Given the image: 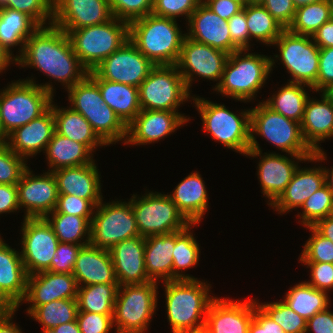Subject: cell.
Listing matches in <instances>:
<instances>
[{
  "instance_id": "6da1fadb",
  "label": "cell",
  "mask_w": 333,
  "mask_h": 333,
  "mask_svg": "<svg viewBox=\"0 0 333 333\" xmlns=\"http://www.w3.org/2000/svg\"><path fill=\"white\" fill-rule=\"evenodd\" d=\"M15 59L22 67H35L60 81L66 89L88 75L73 50L68 34L53 24L38 27L26 40L22 54Z\"/></svg>"
},
{
  "instance_id": "7a4b0ae2",
  "label": "cell",
  "mask_w": 333,
  "mask_h": 333,
  "mask_svg": "<svg viewBox=\"0 0 333 333\" xmlns=\"http://www.w3.org/2000/svg\"><path fill=\"white\" fill-rule=\"evenodd\" d=\"M254 133L265 137L270 143L300 162L326 159L323 150L314 152L305 142L300 123L274 112L262 102L251 109L250 149L247 156L255 157L262 153Z\"/></svg>"
},
{
  "instance_id": "3957f363",
  "label": "cell",
  "mask_w": 333,
  "mask_h": 333,
  "mask_svg": "<svg viewBox=\"0 0 333 333\" xmlns=\"http://www.w3.org/2000/svg\"><path fill=\"white\" fill-rule=\"evenodd\" d=\"M186 34L176 19L153 13L129 23V40L154 65H176Z\"/></svg>"
},
{
  "instance_id": "277c9868",
  "label": "cell",
  "mask_w": 333,
  "mask_h": 333,
  "mask_svg": "<svg viewBox=\"0 0 333 333\" xmlns=\"http://www.w3.org/2000/svg\"><path fill=\"white\" fill-rule=\"evenodd\" d=\"M166 309L172 333L204 327L210 303L209 286L196 279L165 281ZM202 319L199 321V319ZM204 315V316H203Z\"/></svg>"
},
{
  "instance_id": "5b68a950",
  "label": "cell",
  "mask_w": 333,
  "mask_h": 333,
  "mask_svg": "<svg viewBox=\"0 0 333 333\" xmlns=\"http://www.w3.org/2000/svg\"><path fill=\"white\" fill-rule=\"evenodd\" d=\"M18 81L0 92V120L6 135L42 115L53 99L50 83L38 85L33 79Z\"/></svg>"
},
{
  "instance_id": "8992f818",
  "label": "cell",
  "mask_w": 333,
  "mask_h": 333,
  "mask_svg": "<svg viewBox=\"0 0 333 333\" xmlns=\"http://www.w3.org/2000/svg\"><path fill=\"white\" fill-rule=\"evenodd\" d=\"M67 91L71 108L85 117L106 146L122 139L125 143L127 125L105 103L99 86L88 75Z\"/></svg>"
},
{
  "instance_id": "52a82bcc",
  "label": "cell",
  "mask_w": 333,
  "mask_h": 333,
  "mask_svg": "<svg viewBox=\"0 0 333 333\" xmlns=\"http://www.w3.org/2000/svg\"><path fill=\"white\" fill-rule=\"evenodd\" d=\"M243 51L245 56L242 55ZM245 51L238 50L228 55L221 81L214 88L222 95L238 101H248L255 96L264 86L275 63L271 57L246 54Z\"/></svg>"
},
{
  "instance_id": "ba28073f",
  "label": "cell",
  "mask_w": 333,
  "mask_h": 333,
  "mask_svg": "<svg viewBox=\"0 0 333 333\" xmlns=\"http://www.w3.org/2000/svg\"><path fill=\"white\" fill-rule=\"evenodd\" d=\"M68 37L80 63L91 72L129 40V23L113 17L105 23L72 30Z\"/></svg>"
},
{
  "instance_id": "9c48e42d",
  "label": "cell",
  "mask_w": 333,
  "mask_h": 333,
  "mask_svg": "<svg viewBox=\"0 0 333 333\" xmlns=\"http://www.w3.org/2000/svg\"><path fill=\"white\" fill-rule=\"evenodd\" d=\"M193 101L201 115L204 130L213 139L240 154H247L250 149V109L241 112L239 117L224 105L204 98L194 97Z\"/></svg>"
},
{
  "instance_id": "30bf717a",
  "label": "cell",
  "mask_w": 333,
  "mask_h": 333,
  "mask_svg": "<svg viewBox=\"0 0 333 333\" xmlns=\"http://www.w3.org/2000/svg\"><path fill=\"white\" fill-rule=\"evenodd\" d=\"M157 282L119 286L113 311L117 333H143L157 306Z\"/></svg>"
},
{
  "instance_id": "8fae6325",
  "label": "cell",
  "mask_w": 333,
  "mask_h": 333,
  "mask_svg": "<svg viewBox=\"0 0 333 333\" xmlns=\"http://www.w3.org/2000/svg\"><path fill=\"white\" fill-rule=\"evenodd\" d=\"M156 193L149 192L137 199L134 195L130 199L140 236L169 234L191 225L169 195Z\"/></svg>"
},
{
  "instance_id": "7c38bea8",
  "label": "cell",
  "mask_w": 333,
  "mask_h": 333,
  "mask_svg": "<svg viewBox=\"0 0 333 333\" xmlns=\"http://www.w3.org/2000/svg\"><path fill=\"white\" fill-rule=\"evenodd\" d=\"M188 98L190 90L176 65L155 66L139 86L143 110L177 111Z\"/></svg>"
},
{
  "instance_id": "4fadbf2b",
  "label": "cell",
  "mask_w": 333,
  "mask_h": 333,
  "mask_svg": "<svg viewBox=\"0 0 333 333\" xmlns=\"http://www.w3.org/2000/svg\"><path fill=\"white\" fill-rule=\"evenodd\" d=\"M95 208L91 220L90 245L110 250L125 239L140 236L130 201L106 204L101 201Z\"/></svg>"
},
{
  "instance_id": "5bb4252c",
  "label": "cell",
  "mask_w": 333,
  "mask_h": 333,
  "mask_svg": "<svg viewBox=\"0 0 333 333\" xmlns=\"http://www.w3.org/2000/svg\"><path fill=\"white\" fill-rule=\"evenodd\" d=\"M310 37L284 29L273 45H278L281 62L292 75L289 82L306 84L317 91L320 48Z\"/></svg>"
},
{
  "instance_id": "9a60e30c",
  "label": "cell",
  "mask_w": 333,
  "mask_h": 333,
  "mask_svg": "<svg viewBox=\"0 0 333 333\" xmlns=\"http://www.w3.org/2000/svg\"><path fill=\"white\" fill-rule=\"evenodd\" d=\"M21 258L28 275L47 271L59 240L45 217L24 218Z\"/></svg>"
},
{
  "instance_id": "2e32d148",
  "label": "cell",
  "mask_w": 333,
  "mask_h": 333,
  "mask_svg": "<svg viewBox=\"0 0 333 333\" xmlns=\"http://www.w3.org/2000/svg\"><path fill=\"white\" fill-rule=\"evenodd\" d=\"M155 66L130 40H127L93 71L101 79L139 88Z\"/></svg>"
},
{
  "instance_id": "e0dca14e",
  "label": "cell",
  "mask_w": 333,
  "mask_h": 333,
  "mask_svg": "<svg viewBox=\"0 0 333 333\" xmlns=\"http://www.w3.org/2000/svg\"><path fill=\"white\" fill-rule=\"evenodd\" d=\"M228 55L222 50L185 36L176 66L187 89H190L194 74L208 80L221 81Z\"/></svg>"
},
{
  "instance_id": "ac0fdd59",
  "label": "cell",
  "mask_w": 333,
  "mask_h": 333,
  "mask_svg": "<svg viewBox=\"0 0 333 333\" xmlns=\"http://www.w3.org/2000/svg\"><path fill=\"white\" fill-rule=\"evenodd\" d=\"M16 186L19 207L26 208L24 218L46 217L55 210L59 192L51 171L34 176L28 167Z\"/></svg>"
},
{
  "instance_id": "d6986e66",
  "label": "cell",
  "mask_w": 333,
  "mask_h": 333,
  "mask_svg": "<svg viewBox=\"0 0 333 333\" xmlns=\"http://www.w3.org/2000/svg\"><path fill=\"white\" fill-rule=\"evenodd\" d=\"M112 18L108 0H53L52 24L66 34Z\"/></svg>"
},
{
  "instance_id": "ffe728a7",
  "label": "cell",
  "mask_w": 333,
  "mask_h": 333,
  "mask_svg": "<svg viewBox=\"0 0 333 333\" xmlns=\"http://www.w3.org/2000/svg\"><path fill=\"white\" fill-rule=\"evenodd\" d=\"M77 293L78 284L73 274L42 271L28 275L23 301L30 302L31 307L27 308L30 314L37 306L51 301L77 299Z\"/></svg>"
},
{
  "instance_id": "44dd1931",
  "label": "cell",
  "mask_w": 333,
  "mask_h": 333,
  "mask_svg": "<svg viewBox=\"0 0 333 333\" xmlns=\"http://www.w3.org/2000/svg\"><path fill=\"white\" fill-rule=\"evenodd\" d=\"M178 111L143 110L127 125L125 144H147L158 141L188 122ZM130 134V135H129Z\"/></svg>"
},
{
  "instance_id": "7402d4cb",
  "label": "cell",
  "mask_w": 333,
  "mask_h": 333,
  "mask_svg": "<svg viewBox=\"0 0 333 333\" xmlns=\"http://www.w3.org/2000/svg\"><path fill=\"white\" fill-rule=\"evenodd\" d=\"M254 315V301L215 298L209 305L204 327L209 333H248Z\"/></svg>"
},
{
  "instance_id": "603a6c76",
  "label": "cell",
  "mask_w": 333,
  "mask_h": 333,
  "mask_svg": "<svg viewBox=\"0 0 333 333\" xmlns=\"http://www.w3.org/2000/svg\"><path fill=\"white\" fill-rule=\"evenodd\" d=\"M188 22L190 32L186 33V37L227 54L240 50L231 40L227 20L214 13L203 2L192 13Z\"/></svg>"
},
{
  "instance_id": "cb8c5ba5",
  "label": "cell",
  "mask_w": 333,
  "mask_h": 333,
  "mask_svg": "<svg viewBox=\"0 0 333 333\" xmlns=\"http://www.w3.org/2000/svg\"><path fill=\"white\" fill-rule=\"evenodd\" d=\"M144 251L142 236L125 239L109 250L119 286L151 281L146 272Z\"/></svg>"
},
{
  "instance_id": "d4e9b609",
  "label": "cell",
  "mask_w": 333,
  "mask_h": 333,
  "mask_svg": "<svg viewBox=\"0 0 333 333\" xmlns=\"http://www.w3.org/2000/svg\"><path fill=\"white\" fill-rule=\"evenodd\" d=\"M54 132L55 118L50 106L42 115L8 134L4 143L18 156L26 159L42 149L46 150Z\"/></svg>"
},
{
  "instance_id": "484cf974",
  "label": "cell",
  "mask_w": 333,
  "mask_h": 333,
  "mask_svg": "<svg viewBox=\"0 0 333 333\" xmlns=\"http://www.w3.org/2000/svg\"><path fill=\"white\" fill-rule=\"evenodd\" d=\"M59 194L87 199L94 207L102 200L100 176L94 161L90 164L60 168L52 172Z\"/></svg>"
},
{
  "instance_id": "4316f807",
  "label": "cell",
  "mask_w": 333,
  "mask_h": 333,
  "mask_svg": "<svg viewBox=\"0 0 333 333\" xmlns=\"http://www.w3.org/2000/svg\"><path fill=\"white\" fill-rule=\"evenodd\" d=\"M27 277L21 253L0 238V296L10 307L17 309L22 303Z\"/></svg>"
},
{
  "instance_id": "83f0119b",
  "label": "cell",
  "mask_w": 333,
  "mask_h": 333,
  "mask_svg": "<svg viewBox=\"0 0 333 333\" xmlns=\"http://www.w3.org/2000/svg\"><path fill=\"white\" fill-rule=\"evenodd\" d=\"M72 274L78 287L83 283L82 286L118 284L109 250L90 244L80 248Z\"/></svg>"
},
{
  "instance_id": "f1b7e54d",
  "label": "cell",
  "mask_w": 333,
  "mask_h": 333,
  "mask_svg": "<svg viewBox=\"0 0 333 333\" xmlns=\"http://www.w3.org/2000/svg\"><path fill=\"white\" fill-rule=\"evenodd\" d=\"M321 100L308 98L300 123L303 138L314 151H320L319 142L333 137V97L322 93Z\"/></svg>"
},
{
  "instance_id": "f546056e",
  "label": "cell",
  "mask_w": 333,
  "mask_h": 333,
  "mask_svg": "<svg viewBox=\"0 0 333 333\" xmlns=\"http://www.w3.org/2000/svg\"><path fill=\"white\" fill-rule=\"evenodd\" d=\"M265 154L264 157L260 156L258 178L262 193L270 201L268 205H272L285 191L298 165L287 156L276 153Z\"/></svg>"
},
{
  "instance_id": "4dcf8cb0",
  "label": "cell",
  "mask_w": 333,
  "mask_h": 333,
  "mask_svg": "<svg viewBox=\"0 0 333 333\" xmlns=\"http://www.w3.org/2000/svg\"><path fill=\"white\" fill-rule=\"evenodd\" d=\"M325 185L324 168H307L295 171L285 191L271 205L281 213L299 208L317 190Z\"/></svg>"
},
{
  "instance_id": "1f68e13d",
  "label": "cell",
  "mask_w": 333,
  "mask_h": 333,
  "mask_svg": "<svg viewBox=\"0 0 333 333\" xmlns=\"http://www.w3.org/2000/svg\"><path fill=\"white\" fill-rule=\"evenodd\" d=\"M88 76L99 86L105 103L126 125L141 111L138 87L101 79L94 71Z\"/></svg>"
},
{
  "instance_id": "d6a6232c",
  "label": "cell",
  "mask_w": 333,
  "mask_h": 333,
  "mask_svg": "<svg viewBox=\"0 0 333 333\" xmlns=\"http://www.w3.org/2000/svg\"><path fill=\"white\" fill-rule=\"evenodd\" d=\"M169 197L191 224H198L208 208L207 191L198 172L185 177Z\"/></svg>"
},
{
  "instance_id": "836d02e7",
  "label": "cell",
  "mask_w": 333,
  "mask_h": 333,
  "mask_svg": "<svg viewBox=\"0 0 333 333\" xmlns=\"http://www.w3.org/2000/svg\"><path fill=\"white\" fill-rule=\"evenodd\" d=\"M175 232L145 238V267L151 281L173 280V249Z\"/></svg>"
},
{
  "instance_id": "e575fe53",
  "label": "cell",
  "mask_w": 333,
  "mask_h": 333,
  "mask_svg": "<svg viewBox=\"0 0 333 333\" xmlns=\"http://www.w3.org/2000/svg\"><path fill=\"white\" fill-rule=\"evenodd\" d=\"M52 103L53 100L50 106L54 113L56 133L84 144L91 152L97 146L106 145L82 114L74 111L71 106L68 109H60Z\"/></svg>"
},
{
  "instance_id": "d590c367",
  "label": "cell",
  "mask_w": 333,
  "mask_h": 333,
  "mask_svg": "<svg viewBox=\"0 0 333 333\" xmlns=\"http://www.w3.org/2000/svg\"><path fill=\"white\" fill-rule=\"evenodd\" d=\"M47 160L51 172L60 168L92 163V152L82 143L63 137L54 132L46 147Z\"/></svg>"
},
{
  "instance_id": "8d00e7d4",
  "label": "cell",
  "mask_w": 333,
  "mask_h": 333,
  "mask_svg": "<svg viewBox=\"0 0 333 333\" xmlns=\"http://www.w3.org/2000/svg\"><path fill=\"white\" fill-rule=\"evenodd\" d=\"M39 26L26 14L0 7V43L12 55L10 47L21 44L22 54L26 40Z\"/></svg>"
},
{
  "instance_id": "74e56055",
  "label": "cell",
  "mask_w": 333,
  "mask_h": 333,
  "mask_svg": "<svg viewBox=\"0 0 333 333\" xmlns=\"http://www.w3.org/2000/svg\"><path fill=\"white\" fill-rule=\"evenodd\" d=\"M327 292L318 290L305 282H301L286 293L284 302L298 315L309 320L313 315L329 308Z\"/></svg>"
},
{
  "instance_id": "f35d334b",
  "label": "cell",
  "mask_w": 333,
  "mask_h": 333,
  "mask_svg": "<svg viewBox=\"0 0 333 333\" xmlns=\"http://www.w3.org/2000/svg\"><path fill=\"white\" fill-rule=\"evenodd\" d=\"M304 85L306 84L289 82L278 91L277 95H273L263 103L274 112L301 123L309 98L303 88Z\"/></svg>"
},
{
  "instance_id": "ab89813d",
  "label": "cell",
  "mask_w": 333,
  "mask_h": 333,
  "mask_svg": "<svg viewBox=\"0 0 333 333\" xmlns=\"http://www.w3.org/2000/svg\"><path fill=\"white\" fill-rule=\"evenodd\" d=\"M119 284H95L78 287V311L113 314Z\"/></svg>"
},
{
  "instance_id": "60d3db41",
  "label": "cell",
  "mask_w": 333,
  "mask_h": 333,
  "mask_svg": "<svg viewBox=\"0 0 333 333\" xmlns=\"http://www.w3.org/2000/svg\"><path fill=\"white\" fill-rule=\"evenodd\" d=\"M50 214L52 215L51 218H49ZM45 218L52 226L59 242L82 246L89 244L92 217H82L64 213H49ZM86 234L87 239L81 242L82 237L86 236Z\"/></svg>"
},
{
  "instance_id": "b9f144b4",
  "label": "cell",
  "mask_w": 333,
  "mask_h": 333,
  "mask_svg": "<svg viewBox=\"0 0 333 333\" xmlns=\"http://www.w3.org/2000/svg\"><path fill=\"white\" fill-rule=\"evenodd\" d=\"M245 14L250 40L253 37L267 45H273L285 29L262 4L245 5Z\"/></svg>"
},
{
  "instance_id": "7bdbcfd3",
  "label": "cell",
  "mask_w": 333,
  "mask_h": 333,
  "mask_svg": "<svg viewBox=\"0 0 333 333\" xmlns=\"http://www.w3.org/2000/svg\"><path fill=\"white\" fill-rule=\"evenodd\" d=\"M332 17L333 11L329 1H318L297 7L294 19L287 29L295 34L312 36Z\"/></svg>"
},
{
  "instance_id": "ee69618b",
  "label": "cell",
  "mask_w": 333,
  "mask_h": 333,
  "mask_svg": "<svg viewBox=\"0 0 333 333\" xmlns=\"http://www.w3.org/2000/svg\"><path fill=\"white\" fill-rule=\"evenodd\" d=\"M191 224L184 230L175 232V246L173 249V280L196 279L188 274L182 273L183 269H189L195 266L199 261V244L196 242L193 234L190 232ZM181 270V273H180Z\"/></svg>"
},
{
  "instance_id": "f6af8a7d",
  "label": "cell",
  "mask_w": 333,
  "mask_h": 333,
  "mask_svg": "<svg viewBox=\"0 0 333 333\" xmlns=\"http://www.w3.org/2000/svg\"><path fill=\"white\" fill-rule=\"evenodd\" d=\"M77 313V299H61L37 306L29 315L40 322L43 328H54L76 321Z\"/></svg>"
},
{
  "instance_id": "bcb514c9",
  "label": "cell",
  "mask_w": 333,
  "mask_h": 333,
  "mask_svg": "<svg viewBox=\"0 0 333 333\" xmlns=\"http://www.w3.org/2000/svg\"><path fill=\"white\" fill-rule=\"evenodd\" d=\"M303 225L313 226L317 221L332 215L333 212V193L325 184L315 191L301 206Z\"/></svg>"
},
{
  "instance_id": "7dc6e473",
  "label": "cell",
  "mask_w": 333,
  "mask_h": 333,
  "mask_svg": "<svg viewBox=\"0 0 333 333\" xmlns=\"http://www.w3.org/2000/svg\"><path fill=\"white\" fill-rule=\"evenodd\" d=\"M257 305L286 333H305L307 320L298 315L284 301L257 303Z\"/></svg>"
},
{
  "instance_id": "c3c4849f",
  "label": "cell",
  "mask_w": 333,
  "mask_h": 333,
  "mask_svg": "<svg viewBox=\"0 0 333 333\" xmlns=\"http://www.w3.org/2000/svg\"><path fill=\"white\" fill-rule=\"evenodd\" d=\"M0 7L11 8L28 15L39 27L46 20L52 25L53 0H0Z\"/></svg>"
},
{
  "instance_id": "681fc988",
  "label": "cell",
  "mask_w": 333,
  "mask_h": 333,
  "mask_svg": "<svg viewBox=\"0 0 333 333\" xmlns=\"http://www.w3.org/2000/svg\"><path fill=\"white\" fill-rule=\"evenodd\" d=\"M25 158L14 153L5 143H0V184H17L28 168Z\"/></svg>"
},
{
  "instance_id": "f907efd6",
  "label": "cell",
  "mask_w": 333,
  "mask_h": 333,
  "mask_svg": "<svg viewBox=\"0 0 333 333\" xmlns=\"http://www.w3.org/2000/svg\"><path fill=\"white\" fill-rule=\"evenodd\" d=\"M307 228L312 235L304 245L300 261L333 263V242L320 235L312 226Z\"/></svg>"
},
{
  "instance_id": "816d5d0a",
  "label": "cell",
  "mask_w": 333,
  "mask_h": 333,
  "mask_svg": "<svg viewBox=\"0 0 333 333\" xmlns=\"http://www.w3.org/2000/svg\"><path fill=\"white\" fill-rule=\"evenodd\" d=\"M113 17L131 23L152 13L153 0H108Z\"/></svg>"
},
{
  "instance_id": "f5cc1de1",
  "label": "cell",
  "mask_w": 333,
  "mask_h": 333,
  "mask_svg": "<svg viewBox=\"0 0 333 333\" xmlns=\"http://www.w3.org/2000/svg\"><path fill=\"white\" fill-rule=\"evenodd\" d=\"M202 2L203 0H153L152 13L171 19L185 15L189 20Z\"/></svg>"
},
{
  "instance_id": "db71d44e",
  "label": "cell",
  "mask_w": 333,
  "mask_h": 333,
  "mask_svg": "<svg viewBox=\"0 0 333 333\" xmlns=\"http://www.w3.org/2000/svg\"><path fill=\"white\" fill-rule=\"evenodd\" d=\"M81 247L82 245L59 242L47 271L72 274Z\"/></svg>"
},
{
  "instance_id": "11a10c76",
  "label": "cell",
  "mask_w": 333,
  "mask_h": 333,
  "mask_svg": "<svg viewBox=\"0 0 333 333\" xmlns=\"http://www.w3.org/2000/svg\"><path fill=\"white\" fill-rule=\"evenodd\" d=\"M77 322L81 333H109L113 327V314L78 311Z\"/></svg>"
},
{
  "instance_id": "9f6ffc18",
  "label": "cell",
  "mask_w": 333,
  "mask_h": 333,
  "mask_svg": "<svg viewBox=\"0 0 333 333\" xmlns=\"http://www.w3.org/2000/svg\"><path fill=\"white\" fill-rule=\"evenodd\" d=\"M95 207L87 200L75 195L59 194L57 205L51 213H64L75 216L91 217ZM93 213V214H92Z\"/></svg>"
},
{
  "instance_id": "6f0895ef",
  "label": "cell",
  "mask_w": 333,
  "mask_h": 333,
  "mask_svg": "<svg viewBox=\"0 0 333 333\" xmlns=\"http://www.w3.org/2000/svg\"><path fill=\"white\" fill-rule=\"evenodd\" d=\"M311 269V281L306 282L314 288L329 292L333 289V263L303 262Z\"/></svg>"
},
{
  "instance_id": "680465c9",
  "label": "cell",
  "mask_w": 333,
  "mask_h": 333,
  "mask_svg": "<svg viewBox=\"0 0 333 333\" xmlns=\"http://www.w3.org/2000/svg\"><path fill=\"white\" fill-rule=\"evenodd\" d=\"M232 42L240 50H249V31L247 28L245 6L227 21Z\"/></svg>"
},
{
  "instance_id": "91938a15",
  "label": "cell",
  "mask_w": 333,
  "mask_h": 333,
  "mask_svg": "<svg viewBox=\"0 0 333 333\" xmlns=\"http://www.w3.org/2000/svg\"><path fill=\"white\" fill-rule=\"evenodd\" d=\"M333 88V47L320 48L317 91L328 92Z\"/></svg>"
},
{
  "instance_id": "94428289",
  "label": "cell",
  "mask_w": 333,
  "mask_h": 333,
  "mask_svg": "<svg viewBox=\"0 0 333 333\" xmlns=\"http://www.w3.org/2000/svg\"><path fill=\"white\" fill-rule=\"evenodd\" d=\"M262 5L285 29L292 23L296 11L292 0H264Z\"/></svg>"
},
{
  "instance_id": "6125c7cd",
  "label": "cell",
  "mask_w": 333,
  "mask_h": 333,
  "mask_svg": "<svg viewBox=\"0 0 333 333\" xmlns=\"http://www.w3.org/2000/svg\"><path fill=\"white\" fill-rule=\"evenodd\" d=\"M248 333H286L282 327L274 322L254 300V315Z\"/></svg>"
},
{
  "instance_id": "be15d7a7",
  "label": "cell",
  "mask_w": 333,
  "mask_h": 333,
  "mask_svg": "<svg viewBox=\"0 0 333 333\" xmlns=\"http://www.w3.org/2000/svg\"><path fill=\"white\" fill-rule=\"evenodd\" d=\"M333 333V313L326 308L313 315L306 323L305 333Z\"/></svg>"
},
{
  "instance_id": "e7e4bbea",
  "label": "cell",
  "mask_w": 333,
  "mask_h": 333,
  "mask_svg": "<svg viewBox=\"0 0 333 333\" xmlns=\"http://www.w3.org/2000/svg\"><path fill=\"white\" fill-rule=\"evenodd\" d=\"M214 13L222 19L229 20L234 14L243 9V6L233 0H203Z\"/></svg>"
},
{
  "instance_id": "03108f58",
  "label": "cell",
  "mask_w": 333,
  "mask_h": 333,
  "mask_svg": "<svg viewBox=\"0 0 333 333\" xmlns=\"http://www.w3.org/2000/svg\"><path fill=\"white\" fill-rule=\"evenodd\" d=\"M19 208L16 184H0V214Z\"/></svg>"
},
{
  "instance_id": "003e7915",
  "label": "cell",
  "mask_w": 333,
  "mask_h": 333,
  "mask_svg": "<svg viewBox=\"0 0 333 333\" xmlns=\"http://www.w3.org/2000/svg\"><path fill=\"white\" fill-rule=\"evenodd\" d=\"M311 38L319 48L333 47V17L325 22Z\"/></svg>"
},
{
  "instance_id": "a7ac6f4b",
  "label": "cell",
  "mask_w": 333,
  "mask_h": 333,
  "mask_svg": "<svg viewBox=\"0 0 333 333\" xmlns=\"http://www.w3.org/2000/svg\"><path fill=\"white\" fill-rule=\"evenodd\" d=\"M16 310L11 307L4 315H0V333H22L20 328L11 322Z\"/></svg>"
},
{
  "instance_id": "89a4df30",
  "label": "cell",
  "mask_w": 333,
  "mask_h": 333,
  "mask_svg": "<svg viewBox=\"0 0 333 333\" xmlns=\"http://www.w3.org/2000/svg\"><path fill=\"white\" fill-rule=\"evenodd\" d=\"M320 235L333 242V215H329L312 226Z\"/></svg>"
},
{
  "instance_id": "2644e50d",
  "label": "cell",
  "mask_w": 333,
  "mask_h": 333,
  "mask_svg": "<svg viewBox=\"0 0 333 333\" xmlns=\"http://www.w3.org/2000/svg\"><path fill=\"white\" fill-rule=\"evenodd\" d=\"M55 333H81L77 320L53 328Z\"/></svg>"
},
{
  "instance_id": "8c879c8a",
  "label": "cell",
  "mask_w": 333,
  "mask_h": 333,
  "mask_svg": "<svg viewBox=\"0 0 333 333\" xmlns=\"http://www.w3.org/2000/svg\"><path fill=\"white\" fill-rule=\"evenodd\" d=\"M16 60L0 43V72L6 70L11 61Z\"/></svg>"
},
{
  "instance_id": "753ad0ef",
  "label": "cell",
  "mask_w": 333,
  "mask_h": 333,
  "mask_svg": "<svg viewBox=\"0 0 333 333\" xmlns=\"http://www.w3.org/2000/svg\"><path fill=\"white\" fill-rule=\"evenodd\" d=\"M330 171L324 168L325 172V184L328 186L329 190L333 193V168Z\"/></svg>"
},
{
  "instance_id": "34e18365",
  "label": "cell",
  "mask_w": 333,
  "mask_h": 333,
  "mask_svg": "<svg viewBox=\"0 0 333 333\" xmlns=\"http://www.w3.org/2000/svg\"><path fill=\"white\" fill-rule=\"evenodd\" d=\"M322 0H292L293 5L297 8L303 5L312 4Z\"/></svg>"
},
{
  "instance_id": "11e5206c",
  "label": "cell",
  "mask_w": 333,
  "mask_h": 333,
  "mask_svg": "<svg viewBox=\"0 0 333 333\" xmlns=\"http://www.w3.org/2000/svg\"><path fill=\"white\" fill-rule=\"evenodd\" d=\"M11 307L0 296V315H4Z\"/></svg>"
},
{
  "instance_id": "2a66077c",
  "label": "cell",
  "mask_w": 333,
  "mask_h": 333,
  "mask_svg": "<svg viewBox=\"0 0 333 333\" xmlns=\"http://www.w3.org/2000/svg\"><path fill=\"white\" fill-rule=\"evenodd\" d=\"M178 333H209V331L205 327H201L198 329L186 330Z\"/></svg>"
},
{
  "instance_id": "b9fcfbb0",
  "label": "cell",
  "mask_w": 333,
  "mask_h": 333,
  "mask_svg": "<svg viewBox=\"0 0 333 333\" xmlns=\"http://www.w3.org/2000/svg\"><path fill=\"white\" fill-rule=\"evenodd\" d=\"M7 138V135L3 131V127L0 120V143H4Z\"/></svg>"
},
{
  "instance_id": "09005b40",
  "label": "cell",
  "mask_w": 333,
  "mask_h": 333,
  "mask_svg": "<svg viewBox=\"0 0 333 333\" xmlns=\"http://www.w3.org/2000/svg\"><path fill=\"white\" fill-rule=\"evenodd\" d=\"M264 0H248V4H262Z\"/></svg>"
},
{
  "instance_id": "979ff035",
  "label": "cell",
  "mask_w": 333,
  "mask_h": 333,
  "mask_svg": "<svg viewBox=\"0 0 333 333\" xmlns=\"http://www.w3.org/2000/svg\"><path fill=\"white\" fill-rule=\"evenodd\" d=\"M43 333H55L53 328H43Z\"/></svg>"
},
{
  "instance_id": "deb4b68c",
  "label": "cell",
  "mask_w": 333,
  "mask_h": 333,
  "mask_svg": "<svg viewBox=\"0 0 333 333\" xmlns=\"http://www.w3.org/2000/svg\"><path fill=\"white\" fill-rule=\"evenodd\" d=\"M240 3L243 7L248 4V0H233Z\"/></svg>"
},
{
  "instance_id": "67dfc351",
  "label": "cell",
  "mask_w": 333,
  "mask_h": 333,
  "mask_svg": "<svg viewBox=\"0 0 333 333\" xmlns=\"http://www.w3.org/2000/svg\"><path fill=\"white\" fill-rule=\"evenodd\" d=\"M328 1H329V4H330L331 8H332V11H333V0H328Z\"/></svg>"
},
{
  "instance_id": "b62a3aed",
  "label": "cell",
  "mask_w": 333,
  "mask_h": 333,
  "mask_svg": "<svg viewBox=\"0 0 333 333\" xmlns=\"http://www.w3.org/2000/svg\"><path fill=\"white\" fill-rule=\"evenodd\" d=\"M328 93L333 97V88Z\"/></svg>"
}]
</instances>
